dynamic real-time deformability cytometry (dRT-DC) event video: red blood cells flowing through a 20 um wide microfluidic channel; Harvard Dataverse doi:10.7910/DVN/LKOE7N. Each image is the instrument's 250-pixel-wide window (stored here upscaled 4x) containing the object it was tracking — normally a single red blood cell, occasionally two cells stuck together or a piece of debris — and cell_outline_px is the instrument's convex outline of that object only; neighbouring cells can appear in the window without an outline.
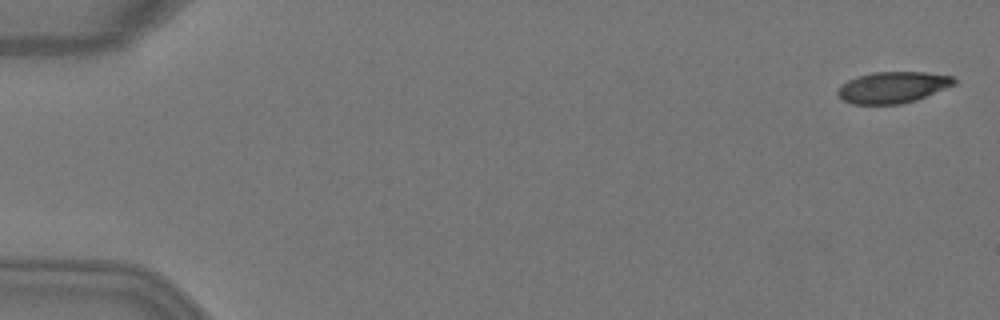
{"species": "Egyptian fruit bat (a non-hibernating species)", "species_latin": "Rousettus aegyptiacus", "temperature_condition": "warm", "stored_images_in_passage": 5, "camera_frame_rate_fps": 3000, "um_per_image_px": 0.085, "animal": {"sex": "female"}, "frame": {"image": 1, "passage_image": 1, "time_ms": 0.0, "image_size_px": [1000, 320], "cell_outline_px": [[956, 84], [916, 100], [900, 104], [852, 104], [844, 100], [836, 92], [840, 84], [856, 76], [872, 72], [924, 72], [952, 76], [956, 80]], "centroid_in_image_um": [75.86, 7.42], "position_along_channel_um": 9.1, "area_um2": 21.27}}